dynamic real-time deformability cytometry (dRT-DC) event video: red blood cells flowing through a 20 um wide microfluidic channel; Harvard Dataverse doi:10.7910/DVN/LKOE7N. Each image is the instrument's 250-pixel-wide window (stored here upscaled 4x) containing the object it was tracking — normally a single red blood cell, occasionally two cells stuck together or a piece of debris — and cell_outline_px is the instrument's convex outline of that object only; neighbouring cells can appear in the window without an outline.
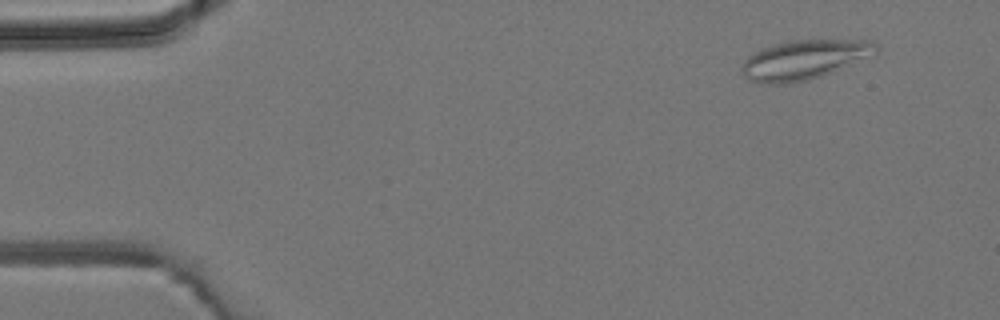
{"species": "common noctule bat (a hibernating species)", "species_latin": "Nyctalus noctula", "temperature_condition": "room temperature", "stored_images_in_passage": 6, "camera_frame_rate_fps": 3000, "um_per_image_px": 0.085, "animal": {"sex": "male", "body_mass_g": 19.2, "forearm_length_mm": 51.8}, "frame": {"image": 1, "passage_image": 2, "time_ms": 1.0, "image_size_px": [1000, 320], "cell_outline_px": [[880, 52], [876, 56], [832, 72], [808, 80], [784, 84], [760, 84], [752, 80], [740, 72], [740, 68], [748, 56], [764, 48], [788, 40], [868, 40], [876, 44], [880, 48]], "centroid_in_image_um": [68.44, 5.08], "position_along_channel_um": 16.6, "area_um2": 31.1}}